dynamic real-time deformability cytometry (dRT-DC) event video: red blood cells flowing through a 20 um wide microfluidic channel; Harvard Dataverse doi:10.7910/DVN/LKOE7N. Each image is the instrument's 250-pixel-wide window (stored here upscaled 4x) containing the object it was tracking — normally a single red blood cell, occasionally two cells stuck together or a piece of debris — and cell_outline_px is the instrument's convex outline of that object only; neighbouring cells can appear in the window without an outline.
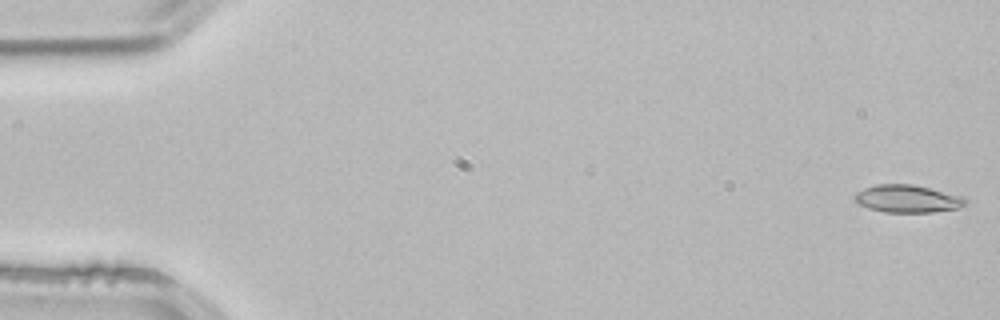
{"species": "common noctule bat (a hibernating species)", "species_latin": "Nyctalus noctula", "temperature_condition": "room temperature", "stored_images_in_passage": 4, "camera_frame_rate_fps": 3000, "um_per_image_px": 0.085, "animal": {"sex": "male", "body_mass_g": 21.5, "forearm_length_mm": 52.0}, "frame": {"image": 1, "passage_image": 1, "time_ms": 0.0, "image_size_px": [1000, 320], "cell_outline_px": [[968, 204], [960, 208], [932, 212], [884, 212], [868, 208], [860, 204], [852, 196], [856, 192], [864, 188], [876, 184], [912, 184], [964, 196], [968, 200]], "centroid_in_image_um": [77.17, 16.89], "position_along_channel_um": 7.8, "area_um2": 17.98}}
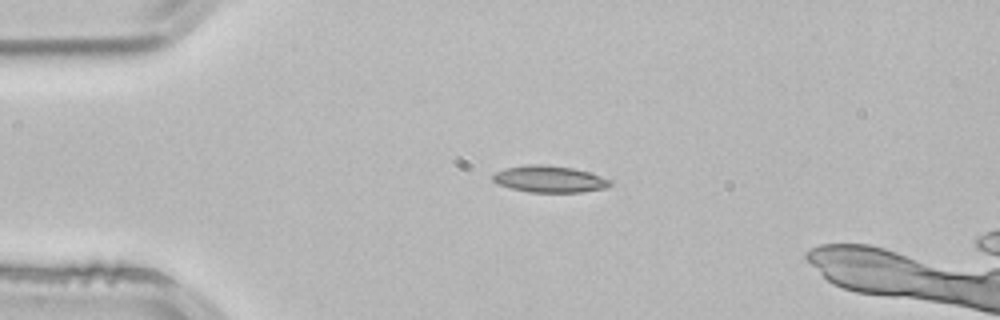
{"frame": {"image": 2, "passage_image": 3, "time_ms": 0.667, "image_size_px": [1000, 320], "cell_outline_px": [[612, 184], [608, 188], [580, 192], [528, 192], [512, 188], [500, 184], [492, 180], [492, 176], [496, 172], [504, 168], [528, 164], [544, 164], [572, 168], [588, 172], [612, 180]], "centroid_in_image_um": [46.72, 15.22], "position_along_channel_um": 38.3, "area_um2": 18.21}}
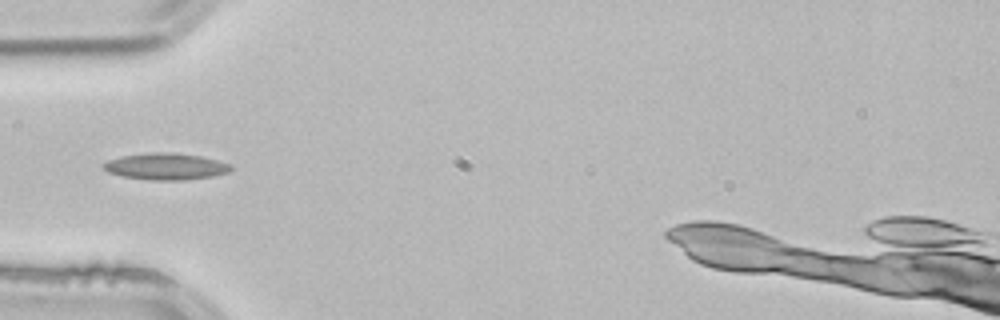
{"frame": {"image": 3, "passage_image": 4, "time_ms": 1.0, "image_size_px": [1000, 320], "cell_outline_px": [[232, 168], [228, 172], [212, 176], [184, 180], [148, 180], [124, 176], [108, 172], [100, 168], [100, 164], [108, 160], [120, 156], [152, 152], [172, 152], [200, 156], [232, 164]], "centroid_in_image_um": [14.04, 14.14], "position_along_channel_um": 71.0, "area_um2": 19.88}}